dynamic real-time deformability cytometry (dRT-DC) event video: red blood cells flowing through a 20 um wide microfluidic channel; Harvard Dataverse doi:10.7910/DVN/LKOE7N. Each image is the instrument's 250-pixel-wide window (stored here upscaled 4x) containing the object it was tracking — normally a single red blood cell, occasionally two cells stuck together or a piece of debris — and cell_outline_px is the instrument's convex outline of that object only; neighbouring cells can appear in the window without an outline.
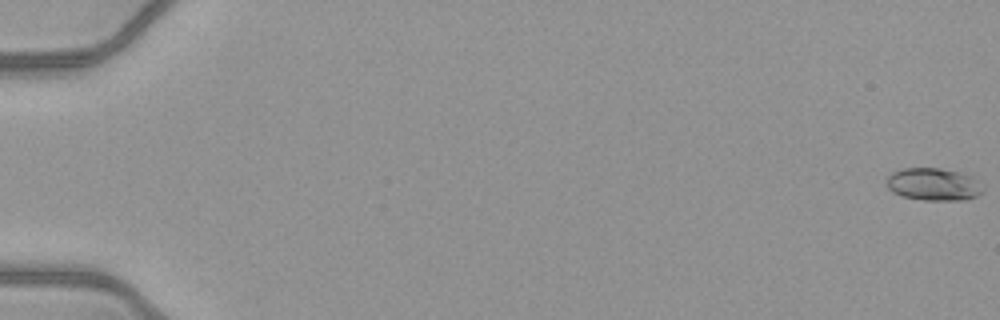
{"species": "common noctule bat (a hibernating species)", "species_latin": "Nyctalus noctula", "temperature_condition": "warm", "stored_images_in_passage": 53, "camera_frame_rate_fps": 3000, "um_per_image_px": 0.085, "animal": {"sex": "female", "body_mass_g": 21.9}, "frame": {"image": 1, "passage_image": 1, "time_ms": 0.0, "image_size_px": [1000, 320], "cell_outline_px": [[984, 192], [976, 196], [964, 200], [924, 200], [904, 196], [892, 192], [888, 188], [888, 176], [892, 172], [900, 168], [940, 168], [960, 172], [972, 176], [984, 188]], "centroid_in_image_um": [79.37, 15.66], "position_along_channel_um": 5.6, "area_um2": 18.26}}
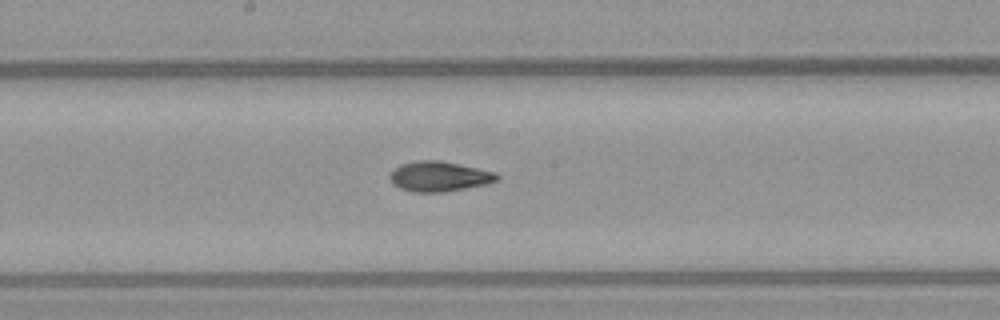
{"frame": {"image": 2, "passage_image": 30, "time_ms": 9.667, "image_size_px": [1000, 320], "cell_outline_px": [[500, 180], [484, 184], [444, 192], [412, 192], [400, 188], [392, 184], [388, 176], [400, 164], [416, 160], [440, 160], [496, 172], [500, 176]], "centroid_in_image_um": [37.32, 14.99], "position_along_channel_um": 210.9, "area_um2": 18.79}}
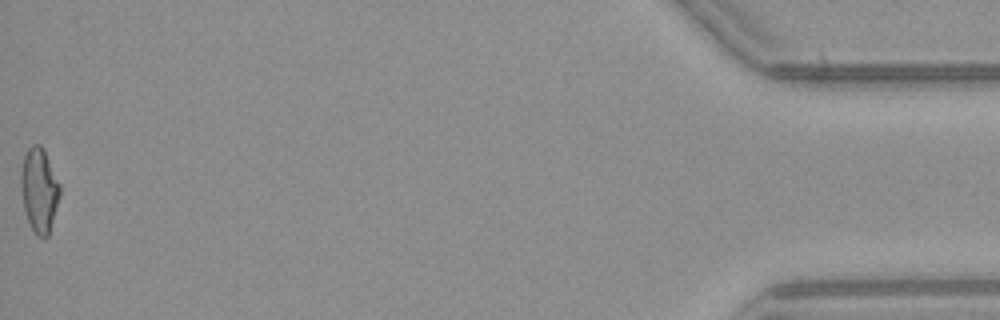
{"frame": {"image": 3, "passage_image": 53, "time_ms": 17.333, "image_size_px": [1000, 320], "cell_outline_px": [[60, 196], [48, 236], [44, 240], [32, 228], [28, 220], [24, 208], [20, 184], [20, 172], [24, 156], [28, 148], [32, 144], [40, 144], [44, 148], [60, 184]], "centroid_in_image_um": [3.34, 16.11], "position_along_channel_um": 431.9, "area_um2": 19.13}, "authors_computed_cell_mechanics": {"area_um2": 18.207, "velocity_mm_per_s": 4.1162, "shape_relaxation_time_tau1_ms": 6.06, "shape_relaxation_time_tau2_ms": 1.7679, "deformation_change_tau1": 0.2161, "deformation_change_tau2": 0.0878}}